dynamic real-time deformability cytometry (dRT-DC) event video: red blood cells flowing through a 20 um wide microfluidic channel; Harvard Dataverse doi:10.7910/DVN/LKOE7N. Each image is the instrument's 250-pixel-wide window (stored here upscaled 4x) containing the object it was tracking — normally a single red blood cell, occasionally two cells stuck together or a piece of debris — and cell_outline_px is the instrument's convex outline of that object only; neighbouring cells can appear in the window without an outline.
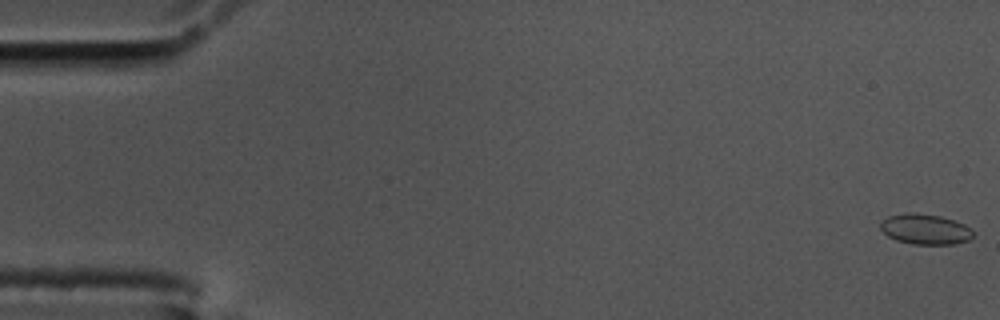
{"species": "common noctule bat (a hibernating species)", "species_latin": "Nyctalus noctula", "temperature_condition": "cold", "stored_images_in_passage": 59, "camera_frame_rate_fps": 3000, "um_per_image_px": 0.085, "animal": {"sex": "male", "body_mass_g": 17.5, "forearm_length_mm": 52.3}, "frame": {"image": 1, "passage_image": 1, "time_ms": 0.0, "image_size_px": [1000, 320], "cell_outline_px": [[972, 236], [968, 240], [956, 244], [912, 244], [896, 240], [888, 236], [880, 228], [880, 220], [888, 216], [908, 212], [912, 212], [940, 216], [956, 220], [964, 224], [972, 232]], "centroid_in_image_um": [78.61, 19.47], "position_along_channel_um": 6.4, "area_um2": 16.42}}
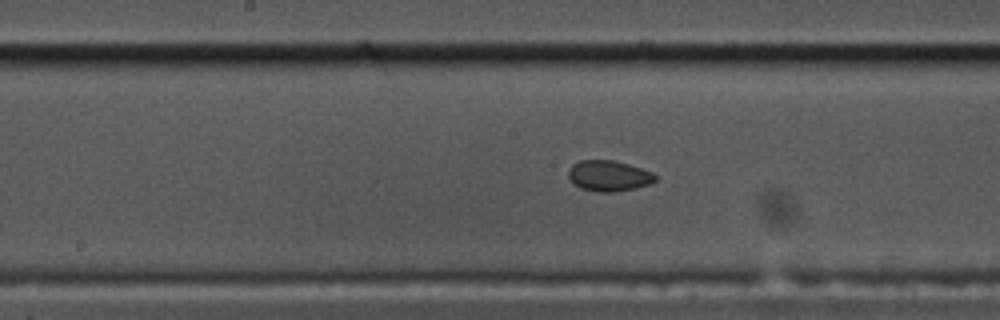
{"frame": {"image": 2, "passage_image": 30, "time_ms": 9.667, "image_size_px": [1000, 320], "cell_outline_px": [[660, 176], [656, 180], [648, 184], [636, 188], [616, 192], [596, 192], [580, 188], [568, 176], [568, 168], [572, 164], [580, 160], [612, 160], [628, 164], [652, 172]], "centroid_in_image_um": [51.76, 14.95], "position_along_channel_um": 196.4, "area_um2": 15.66}}
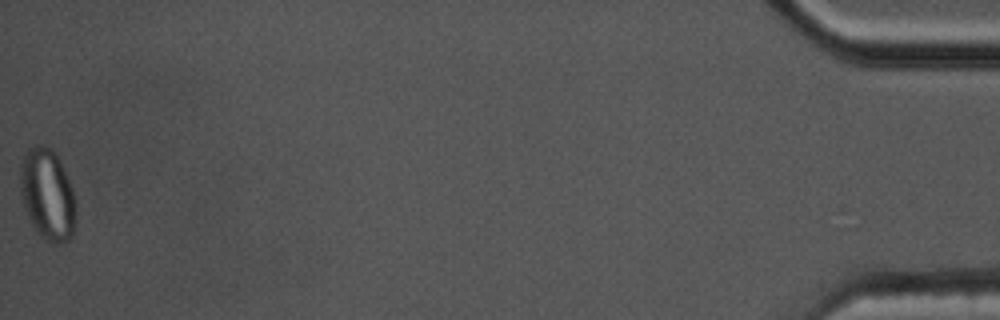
{"frame": {"image": 3, "passage_image": 59, "time_ms": 19.333, "image_size_px": [1000, 320], "cell_outline_px": [[76, 220], [72, 236], [68, 240], [60, 244], [48, 240], [40, 236], [32, 224], [24, 204], [20, 192], [20, 168], [24, 156], [28, 148], [40, 144], [44, 144], [52, 148], [56, 152], [60, 160], [72, 188], [76, 204]], "centroid_in_image_um": [4.06, 16.51], "position_along_channel_um": 431.1, "area_um2": 29.65}}